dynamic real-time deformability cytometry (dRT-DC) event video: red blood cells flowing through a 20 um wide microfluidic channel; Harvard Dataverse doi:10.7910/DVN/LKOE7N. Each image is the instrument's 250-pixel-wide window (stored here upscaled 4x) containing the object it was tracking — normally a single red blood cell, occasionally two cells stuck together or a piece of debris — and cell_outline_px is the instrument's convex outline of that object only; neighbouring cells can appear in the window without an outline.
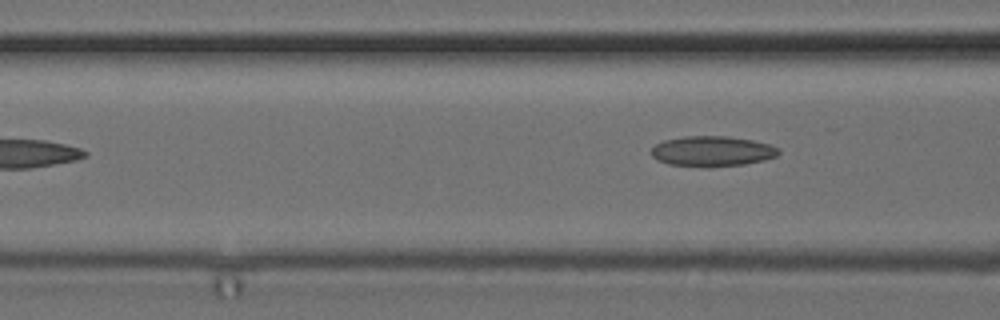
{"species": "common noctule bat (a hibernating species)", "species_latin": "Nyctalus noctula", "temperature_condition": "cold", "stored_images_in_passage": 6, "camera_frame_rate_fps": 3000, "um_per_image_px": 0.085, "animal": {"sex": "female", "body_mass_g": 24.6, "forearm_length_mm": 56.2}, "frame": {"image": 1, "passage_image": 6, "time_ms": 1.667, "image_size_px": [1000, 320], "cell_outline_px": [[780, 152], [776, 156], [764, 160], [744, 164], [708, 168], [704, 168], [668, 164], [656, 160], [652, 156], [652, 148], [656, 144], [664, 140], [684, 136], [728, 136], [752, 140], [768, 144], [780, 148]], "centroid_in_image_um": [60.52, 12.87], "position_along_channel_um": 106.1, "area_um2": 22.77}}